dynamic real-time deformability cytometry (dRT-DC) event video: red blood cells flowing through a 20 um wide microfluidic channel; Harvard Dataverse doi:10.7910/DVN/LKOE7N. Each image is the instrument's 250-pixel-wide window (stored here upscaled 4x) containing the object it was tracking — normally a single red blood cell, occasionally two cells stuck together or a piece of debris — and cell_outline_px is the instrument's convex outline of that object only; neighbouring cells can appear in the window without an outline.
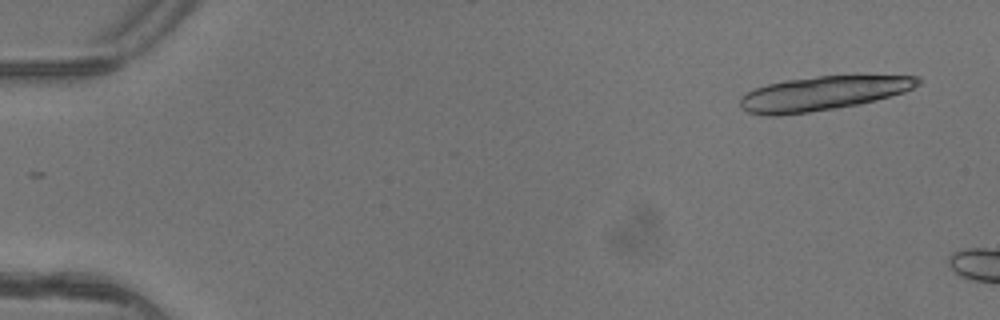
{"species": "common noctule bat (a hibernating species)", "species_latin": "Nyctalus noctula", "temperature_condition": "warm", "stored_images_in_passage": 2, "camera_frame_rate_fps": 3000, "um_per_image_px": 0.085, "animal": {"sex": "female"}, "frame": {"image": 1, "passage_image": 1, "time_ms": 0.0, "image_size_px": [1000, 320], "cell_outline_px": [[920, 84], [904, 92], [876, 100], [836, 108], [808, 112], [776, 116], [764, 116], [748, 112], [740, 104], [740, 96], [752, 88], [784, 80], [816, 76], [920, 76]], "centroid_in_image_um": [69.88, 7.93], "position_along_channel_um": 15.1, "area_um2": 35.2}}